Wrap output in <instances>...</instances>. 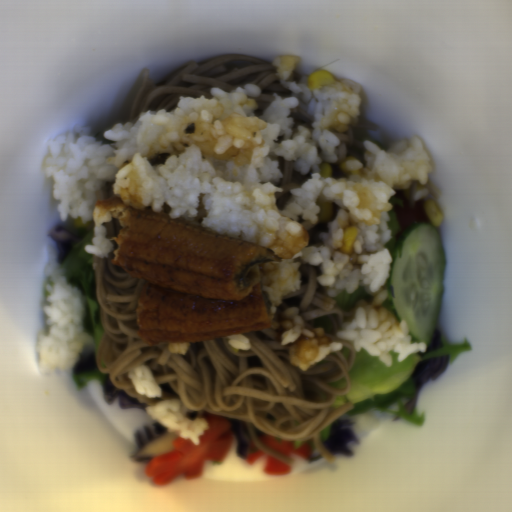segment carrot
<instances>
[{"label": "carrot", "instance_id": "3", "mask_svg": "<svg viewBox=\"0 0 512 512\" xmlns=\"http://www.w3.org/2000/svg\"><path fill=\"white\" fill-rule=\"evenodd\" d=\"M261 457H265L267 462L265 465L264 472L269 476H278L282 474L290 473L291 465H288L264 452H262L259 447L255 444L252 439L249 443V447L247 450V454L245 456V462L248 464H254Z\"/></svg>", "mask_w": 512, "mask_h": 512}, {"label": "carrot", "instance_id": "2", "mask_svg": "<svg viewBox=\"0 0 512 512\" xmlns=\"http://www.w3.org/2000/svg\"><path fill=\"white\" fill-rule=\"evenodd\" d=\"M255 434L263 446L269 450L278 453L284 457L293 460L294 455H298L304 460H312L313 447L306 441H283L278 438L264 434L259 428H255Z\"/></svg>", "mask_w": 512, "mask_h": 512}, {"label": "carrot", "instance_id": "1", "mask_svg": "<svg viewBox=\"0 0 512 512\" xmlns=\"http://www.w3.org/2000/svg\"><path fill=\"white\" fill-rule=\"evenodd\" d=\"M209 429L199 436L200 444L179 435L173 439L171 452L157 455L144 465V473L159 486H166L180 476L191 480L200 475L206 461H221L229 451L234 434L226 416L202 412Z\"/></svg>", "mask_w": 512, "mask_h": 512}]
</instances>
